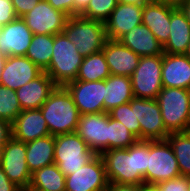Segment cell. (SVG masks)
<instances>
[{
    "mask_svg": "<svg viewBox=\"0 0 190 191\" xmlns=\"http://www.w3.org/2000/svg\"><path fill=\"white\" fill-rule=\"evenodd\" d=\"M33 33L22 18L1 26L0 53L5 56H25Z\"/></svg>",
    "mask_w": 190,
    "mask_h": 191,
    "instance_id": "9a60e30c",
    "label": "cell"
},
{
    "mask_svg": "<svg viewBox=\"0 0 190 191\" xmlns=\"http://www.w3.org/2000/svg\"><path fill=\"white\" fill-rule=\"evenodd\" d=\"M167 140L173 148L181 176L190 177V131L170 133Z\"/></svg>",
    "mask_w": 190,
    "mask_h": 191,
    "instance_id": "f546056e",
    "label": "cell"
},
{
    "mask_svg": "<svg viewBox=\"0 0 190 191\" xmlns=\"http://www.w3.org/2000/svg\"><path fill=\"white\" fill-rule=\"evenodd\" d=\"M17 18L11 0H0V26L7 25Z\"/></svg>",
    "mask_w": 190,
    "mask_h": 191,
    "instance_id": "d590c367",
    "label": "cell"
},
{
    "mask_svg": "<svg viewBox=\"0 0 190 191\" xmlns=\"http://www.w3.org/2000/svg\"><path fill=\"white\" fill-rule=\"evenodd\" d=\"M0 137H12V124L0 118Z\"/></svg>",
    "mask_w": 190,
    "mask_h": 191,
    "instance_id": "ab89813d",
    "label": "cell"
},
{
    "mask_svg": "<svg viewBox=\"0 0 190 191\" xmlns=\"http://www.w3.org/2000/svg\"><path fill=\"white\" fill-rule=\"evenodd\" d=\"M84 57L76 46L61 32L54 35L52 58L45 72L57 86H65L76 80Z\"/></svg>",
    "mask_w": 190,
    "mask_h": 191,
    "instance_id": "3957f363",
    "label": "cell"
},
{
    "mask_svg": "<svg viewBox=\"0 0 190 191\" xmlns=\"http://www.w3.org/2000/svg\"><path fill=\"white\" fill-rule=\"evenodd\" d=\"M22 19L33 34L55 35L63 31L68 16L46 0H40Z\"/></svg>",
    "mask_w": 190,
    "mask_h": 191,
    "instance_id": "7c38bea8",
    "label": "cell"
},
{
    "mask_svg": "<svg viewBox=\"0 0 190 191\" xmlns=\"http://www.w3.org/2000/svg\"><path fill=\"white\" fill-rule=\"evenodd\" d=\"M118 3H124V4H135L139 6H144L145 4H148L154 0H117Z\"/></svg>",
    "mask_w": 190,
    "mask_h": 191,
    "instance_id": "ee69618b",
    "label": "cell"
},
{
    "mask_svg": "<svg viewBox=\"0 0 190 191\" xmlns=\"http://www.w3.org/2000/svg\"><path fill=\"white\" fill-rule=\"evenodd\" d=\"M11 137H0V164L3 159V151H4V145L5 143L10 139Z\"/></svg>",
    "mask_w": 190,
    "mask_h": 191,
    "instance_id": "7dc6e473",
    "label": "cell"
},
{
    "mask_svg": "<svg viewBox=\"0 0 190 191\" xmlns=\"http://www.w3.org/2000/svg\"><path fill=\"white\" fill-rule=\"evenodd\" d=\"M104 112H109L133 98L132 84L129 76L110 75L104 80Z\"/></svg>",
    "mask_w": 190,
    "mask_h": 191,
    "instance_id": "d4e9b609",
    "label": "cell"
},
{
    "mask_svg": "<svg viewBox=\"0 0 190 191\" xmlns=\"http://www.w3.org/2000/svg\"><path fill=\"white\" fill-rule=\"evenodd\" d=\"M190 42V23L180 8L171 13L170 35L163 45V52L169 54H186Z\"/></svg>",
    "mask_w": 190,
    "mask_h": 191,
    "instance_id": "cb8c5ba5",
    "label": "cell"
},
{
    "mask_svg": "<svg viewBox=\"0 0 190 191\" xmlns=\"http://www.w3.org/2000/svg\"><path fill=\"white\" fill-rule=\"evenodd\" d=\"M76 133L96 154L108 150V113L80 115Z\"/></svg>",
    "mask_w": 190,
    "mask_h": 191,
    "instance_id": "5bb4252c",
    "label": "cell"
},
{
    "mask_svg": "<svg viewBox=\"0 0 190 191\" xmlns=\"http://www.w3.org/2000/svg\"><path fill=\"white\" fill-rule=\"evenodd\" d=\"M50 135L39 109L22 110L12 123V137L24 143Z\"/></svg>",
    "mask_w": 190,
    "mask_h": 191,
    "instance_id": "d6986e66",
    "label": "cell"
},
{
    "mask_svg": "<svg viewBox=\"0 0 190 191\" xmlns=\"http://www.w3.org/2000/svg\"><path fill=\"white\" fill-rule=\"evenodd\" d=\"M162 191H187L188 177L179 176L157 184Z\"/></svg>",
    "mask_w": 190,
    "mask_h": 191,
    "instance_id": "e575fe53",
    "label": "cell"
},
{
    "mask_svg": "<svg viewBox=\"0 0 190 191\" xmlns=\"http://www.w3.org/2000/svg\"><path fill=\"white\" fill-rule=\"evenodd\" d=\"M138 191H157V185L140 184Z\"/></svg>",
    "mask_w": 190,
    "mask_h": 191,
    "instance_id": "bcb514c9",
    "label": "cell"
},
{
    "mask_svg": "<svg viewBox=\"0 0 190 191\" xmlns=\"http://www.w3.org/2000/svg\"><path fill=\"white\" fill-rule=\"evenodd\" d=\"M109 185L100 154L65 179V191H107Z\"/></svg>",
    "mask_w": 190,
    "mask_h": 191,
    "instance_id": "30bf717a",
    "label": "cell"
},
{
    "mask_svg": "<svg viewBox=\"0 0 190 191\" xmlns=\"http://www.w3.org/2000/svg\"><path fill=\"white\" fill-rule=\"evenodd\" d=\"M26 189H27L28 191H43V190H40V189H38V188H36V187H31L30 185H29L28 187H26Z\"/></svg>",
    "mask_w": 190,
    "mask_h": 191,
    "instance_id": "681fc988",
    "label": "cell"
},
{
    "mask_svg": "<svg viewBox=\"0 0 190 191\" xmlns=\"http://www.w3.org/2000/svg\"><path fill=\"white\" fill-rule=\"evenodd\" d=\"M74 1H75V15H79L90 2V0H74Z\"/></svg>",
    "mask_w": 190,
    "mask_h": 191,
    "instance_id": "7bdbcfd3",
    "label": "cell"
},
{
    "mask_svg": "<svg viewBox=\"0 0 190 191\" xmlns=\"http://www.w3.org/2000/svg\"><path fill=\"white\" fill-rule=\"evenodd\" d=\"M181 176L173 148L168 140L149 141L147 162V184L161 182Z\"/></svg>",
    "mask_w": 190,
    "mask_h": 191,
    "instance_id": "52a82bcc",
    "label": "cell"
},
{
    "mask_svg": "<svg viewBox=\"0 0 190 191\" xmlns=\"http://www.w3.org/2000/svg\"><path fill=\"white\" fill-rule=\"evenodd\" d=\"M81 115L104 113V80H74L65 85Z\"/></svg>",
    "mask_w": 190,
    "mask_h": 191,
    "instance_id": "4fadbf2b",
    "label": "cell"
},
{
    "mask_svg": "<svg viewBox=\"0 0 190 191\" xmlns=\"http://www.w3.org/2000/svg\"><path fill=\"white\" fill-rule=\"evenodd\" d=\"M17 191H28L26 188H19Z\"/></svg>",
    "mask_w": 190,
    "mask_h": 191,
    "instance_id": "f5cc1de1",
    "label": "cell"
},
{
    "mask_svg": "<svg viewBox=\"0 0 190 191\" xmlns=\"http://www.w3.org/2000/svg\"><path fill=\"white\" fill-rule=\"evenodd\" d=\"M52 7L65 13L68 17L75 16L74 0H46Z\"/></svg>",
    "mask_w": 190,
    "mask_h": 191,
    "instance_id": "74e56055",
    "label": "cell"
},
{
    "mask_svg": "<svg viewBox=\"0 0 190 191\" xmlns=\"http://www.w3.org/2000/svg\"><path fill=\"white\" fill-rule=\"evenodd\" d=\"M117 4V0H90L87 7L79 15L105 22Z\"/></svg>",
    "mask_w": 190,
    "mask_h": 191,
    "instance_id": "836d02e7",
    "label": "cell"
},
{
    "mask_svg": "<svg viewBox=\"0 0 190 191\" xmlns=\"http://www.w3.org/2000/svg\"><path fill=\"white\" fill-rule=\"evenodd\" d=\"M55 136L48 135L26 143V162L31 174L54 163Z\"/></svg>",
    "mask_w": 190,
    "mask_h": 191,
    "instance_id": "484cf974",
    "label": "cell"
},
{
    "mask_svg": "<svg viewBox=\"0 0 190 191\" xmlns=\"http://www.w3.org/2000/svg\"><path fill=\"white\" fill-rule=\"evenodd\" d=\"M96 155L76 132L55 136L54 163L65 176L76 172Z\"/></svg>",
    "mask_w": 190,
    "mask_h": 191,
    "instance_id": "8992f818",
    "label": "cell"
},
{
    "mask_svg": "<svg viewBox=\"0 0 190 191\" xmlns=\"http://www.w3.org/2000/svg\"><path fill=\"white\" fill-rule=\"evenodd\" d=\"M65 179L58 165L53 163L32 173L30 186L43 191H65Z\"/></svg>",
    "mask_w": 190,
    "mask_h": 191,
    "instance_id": "4316f807",
    "label": "cell"
},
{
    "mask_svg": "<svg viewBox=\"0 0 190 191\" xmlns=\"http://www.w3.org/2000/svg\"><path fill=\"white\" fill-rule=\"evenodd\" d=\"M156 101L169 133L190 131L189 89L163 87Z\"/></svg>",
    "mask_w": 190,
    "mask_h": 191,
    "instance_id": "5b68a950",
    "label": "cell"
},
{
    "mask_svg": "<svg viewBox=\"0 0 190 191\" xmlns=\"http://www.w3.org/2000/svg\"><path fill=\"white\" fill-rule=\"evenodd\" d=\"M149 141L138 140L126 149H112L100 154L110 185L147 184Z\"/></svg>",
    "mask_w": 190,
    "mask_h": 191,
    "instance_id": "6da1fadb",
    "label": "cell"
},
{
    "mask_svg": "<svg viewBox=\"0 0 190 191\" xmlns=\"http://www.w3.org/2000/svg\"><path fill=\"white\" fill-rule=\"evenodd\" d=\"M186 55L190 58V42H189L188 48L186 50Z\"/></svg>",
    "mask_w": 190,
    "mask_h": 191,
    "instance_id": "f907efd6",
    "label": "cell"
},
{
    "mask_svg": "<svg viewBox=\"0 0 190 191\" xmlns=\"http://www.w3.org/2000/svg\"><path fill=\"white\" fill-rule=\"evenodd\" d=\"M111 75L131 76L140 56L119 40L107 39L102 49Z\"/></svg>",
    "mask_w": 190,
    "mask_h": 191,
    "instance_id": "ac0fdd59",
    "label": "cell"
},
{
    "mask_svg": "<svg viewBox=\"0 0 190 191\" xmlns=\"http://www.w3.org/2000/svg\"><path fill=\"white\" fill-rule=\"evenodd\" d=\"M0 166L9 180L20 188L31 183L32 174L26 162V143L11 137L4 145L3 159Z\"/></svg>",
    "mask_w": 190,
    "mask_h": 191,
    "instance_id": "8fae6325",
    "label": "cell"
},
{
    "mask_svg": "<svg viewBox=\"0 0 190 191\" xmlns=\"http://www.w3.org/2000/svg\"><path fill=\"white\" fill-rule=\"evenodd\" d=\"M57 85L43 71L38 77L16 90L22 110L39 109Z\"/></svg>",
    "mask_w": 190,
    "mask_h": 191,
    "instance_id": "44dd1931",
    "label": "cell"
},
{
    "mask_svg": "<svg viewBox=\"0 0 190 191\" xmlns=\"http://www.w3.org/2000/svg\"><path fill=\"white\" fill-rule=\"evenodd\" d=\"M21 111L16 91L0 84V118L12 124Z\"/></svg>",
    "mask_w": 190,
    "mask_h": 191,
    "instance_id": "1f68e13d",
    "label": "cell"
},
{
    "mask_svg": "<svg viewBox=\"0 0 190 191\" xmlns=\"http://www.w3.org/2000/svg\"><path fill=\"white\" fill-rule=\"evenodd\" d=\"M175 9L156 0L143 6L142 24L150 29L162 45L169 38L171 13Z\"/></svg>",
    "mask_w": 190,
    "mask_h": 191,
    "instance_id": "7402d4cb",
    "label": "cell"
},
{
    "mask_svg": "<svg viewBox=\"0 0 190 191\" xmlns=\"http://www.w3.org/2000/svg\"><path fill=\"white\" fill-rule=\"evenodd\" d=\"M173 8H181L188 0H156Z\"/></svg>",
    "mask_w": 190,
    "mask_h": 191,
    "instance_id": "b9f144b4",
    "label": "cell"
},
{
    "mask_svg": "<svg viewBox=\"0 0 190 191\" xmlns=\"http://www.w3.org/2000/svg\"><path fill=\"white\" fill-rule=\"evenodd\" d=\"M138 139L121 122L114 120L108 113V150L126 149Z\"/></svg>",
    "mask_w": 190,
    "mask_h": 191,
    "instance_id": "4dcf8cb0",
    "label": "cell"
},
{
    "mask_svg": "<svg viewBox=\"0 0 190 191\" xmlns=\"http://www.w3.org/2000/svg\"><path fill=\"white\" fill-rule=\"evenodd\" d=\"M40 110L50 135L76 132L81 114L65 86H56Z\"/></svg>",
    "mask_w": 190,
    "mask_h": 191,
    "instance_id": "7a4b0ae2",
    "label": "cell"
},
{
    "mask_svg": "<svg viewBox=\"0 0 190 191\" xmlns=\"http://www.w3.org/2000/svg\"><path fill=\"white\" fill-rule=\"evenodd\" d=\"M187 191H190V177H188V190Z\"/></svg>",
    "mask_w": 190,
    "mask_h": 191,
    "instance_id": "816d5d0a",
    "label": "cell"
},
{
    "mask_svg": "<svg viewBox=\"0 0 190 191\" xmlns=\"http://www.w3.org/2000/svg\"><path fill=\"white\" fill-rule=\"evenodd\" d=\"M180 9L185 14L187 21L190 23V0L184 3Z\"/></svg>",
    "mask_w": 190,
    "mask_h": 191,
    "instance_id": "f6af8a7d",
    "label": "cell"
},
{
    "mask_svg": "<svg viewBox=\"0 0 190 191\" xmlns=\"http://www.w3.org/2000/svg\"><path fill=\"white\" fill-rule=\"evenodd\" d=\"M19 188L20 187L9 180L8 176L0 166V191H17Z\"/></svg>",
    "mask_w": 190,
    "mask_h": 191,
    "instance_id": "f35d334b",
    "label": "cell"
},
{
    "mask_svg": "<svg viewBox=\"0 0 190 191\" xmlns=\"http://www.w3.org/2000/svg\"><path fill=\"white\" fill-rule=\"evenodd\" d=\"M161 78L163 87L190 89V58L163 53Z\"/></svg>",
    "mask_w": 190,
    "mask_h": 191,
    "instance_id": "ffe728a7",
    "label": "cell"
},
{
    "mask_svg": "<svg viewBox=\"0 0 190 191\" xmlns=\"http://www.w3.org/2000/svg\"><path fill=\"white\" fill-rule=\"evenodd\" d=\"M119 41L140 57L163 54V45L144 24L132 28Z\"/></svg>",
    "mask_w": 190,
    "mask_h": 191,
    "instance_id": "603a6c76",
    "label": "cell"
},
{
    "mask_svg": "<svg viewBox=\"0 0 190 191\" xmlns=\"http://www.w3.org/2000/svg\"><path fill=\"white\" fill-rule=\"evenodd\" d=\"M107 191H138V185H109Z\"/></svg>",
    "mask_w": 190,
    "mask_h": 191,
    "instance_id": "60d3db41",
    "label": "cell"
},
{
    "mask_svg": "<svg viewBox=\"0 0 190 191\" xmlns=\"http://www.w3.org/2000/svg\"><path fill=\"white\" fill-rule=\"evenodd\" d=\"M108 113L111 118L121 122L138 140H140V124L135 116V107H131L128 102L113 108Z\"/></svg>",
    "mask_w": 190,
    "mask_h": 191,
    "instance_id": "d6a6232c",
    "label": "cell"
},
{
    "mask_svg": "<svg viewBox=\"0 0 190 191\" xmlns=\"http://www.w3.org/2000/svg\"><path fill=\"white\" fill-rule=\"evenodd\" d=\"M42 72L43 70L26 56H8L1 72L0 84L16 91Z\"/></svg>",
    "mask_w": 190,
    "mask_h": 191,
    "instance_id": "2e32d148",
    "label": "cell"
},
{
    "mask_svg": "<svg viewBox=\"0 0 190 191\" xmlns=\"http://www.w3.org/2000/svg\"><path fill=\"white\" fill-rule=\"evenodd\" d=\"M110 71L103 51L84 57L80 65L76 80L100 81L109 77Z\"/></svg>",
    "mask_w": 190,
    "mask_h": 191,
    "instance_id": "f1b7e54d",
    "label": "cell"
},
{
    "mask_svg": "<svg viewBox=\"0 0 190 191\" xmlns=\"http://www.w3.org/2000/svg\"><path fill=\"white\" fill-rule=\"evenodd\" d=\"M163 54L140 57L139 63L130 76L133 95L136 98L156 99L163 89L161 70Z\"/></svg>",
    "mask_w": 190,
    "mask_h": 191,
    "instance_id": "ba28073f",
    "label": "cell"
},
{
    "mask_svg": "<svg viewBox=\"0 0 190 191\" xmlns=\"http://www.w3.org/2000/svg\"><path fill=\"white\" fill-rule=\"evenodd\" d=\"M39 1L40 0H11L18 18H22L26 13L32 10Z\"/></svg>",
    "mask_w": 190,
    "mask_h": 191,
    "instance_id": "8d00e7d4",
    "label": "cell"
},
{
    "mask_svg": "<svg viewBox=\"0 0 190 191\" xmlns=\"http://www.w3.org/2000/svg\"><path fill=\"white\" fill-rule=\"evenodd\" d=\"M53 45L54 35L34 34L25 56L45 71L52 58Z\"/></svg>",
    "mask_w": 190,
    "mask_h": 191,
    "instance_id": "83f0119b",
    "label": "cell"
},
{
    "mask_svg": "<svg viewBox=\"0 0 190 191\" xmlns=\"http://www.w3.org/2000/svg\"><path fill=\"white\" fill-rule=\"evenodd\" d=\"M143 6L118 3L104 22L107 39L119 40L135 26L142 23Z\"/></svg>",
    "mask_w": 190,
    "mask_h": 191,
    "instance_id": "e0dca14e",
    "label": "cell"
},
{
    "mask_svg": "<svg viewBox=\"0 0 190 191\" xmlns=\"http://www.w3.org/2000/svg\"><path fill=\"white\" fill-rule=\"evenodd\" d=\"M7 59V56L0 53V80H1V72L4 68L5 61Z\"/></svg>",
    "mask_w": 190,
    "mask_h": 191,
    "instance_id": "c3c4849f",
    "label": "cell"
},
{
    "mask_svg": "<svg viewBox=\"0 0 190 191\" xmlns=\"http://www.w3.org/2000/svg\"><path fill=\"white\" fill-rule=\"evenodd\" d=\"M62 32L73 42L83 57L101 51L107 41L104 22L81 15L68 17Z\"/></svg>",
    "mask_w": 190,
    "mask_h": 191,
    "instance_id": "277c9868",
    "label": "cell"
},
{
    "mask_svg": "<svg viewBox=\"0 0 190 191\" xmlns=\"http://www.w3.org/2000/svg\"><path fill=\"white\" fill-rule=\"evenodd\" d=\"M129 103L135 107V116L140 124V140H167L170 133L165 128L156 99L134 97Z\"/></svg>",
    "mask_w": 190,
    "mask_h": 191,
    "instance_id": "9c48e42d",
    "label": "cell"
}]
</instances>
